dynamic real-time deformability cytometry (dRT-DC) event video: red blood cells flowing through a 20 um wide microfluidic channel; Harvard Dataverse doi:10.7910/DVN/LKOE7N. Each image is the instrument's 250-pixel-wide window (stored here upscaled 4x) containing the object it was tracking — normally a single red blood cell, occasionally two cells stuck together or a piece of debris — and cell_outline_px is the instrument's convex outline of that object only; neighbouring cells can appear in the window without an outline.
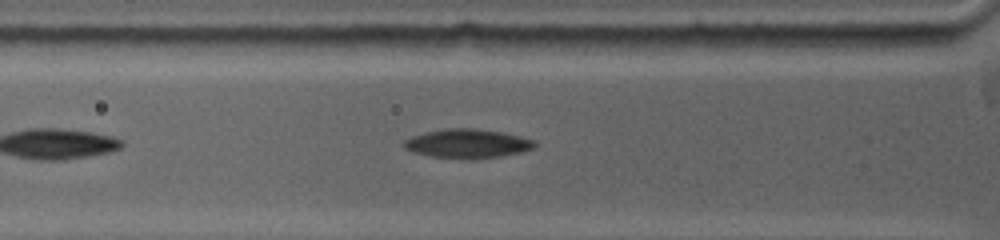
{"species": "common noctule bat (a hibernating species)", "species_latin": "Nyctalus noctula", "temperature_condition": "warm", "stored_images_in_passage": 19, "camera_frame_rate_fps": 5000, "um_per_image_px": 0.085, "animal": {"sex": "female", "body_mass_g": 19.0, "forearm_length_mm": 53.3}, "frame": {"image": 1, "passage_image": 4, "time_ms": 0.6, "image_size_px": [1000, 240], "cell_outline_px": [[536, 144], [532, 148], [520, 152], [500, 156], [468, 160], [432, 156], [416, 152], [404, 148], [404, 140], [412, 136], [424, 132], [444, 128], [476, 128], [500, 132], [520, 136], [536, 140]], "centroid_in_image_um": [39.73, 12.2], "position_along_channel_um": 86.1, "area_um2": 22.08}}
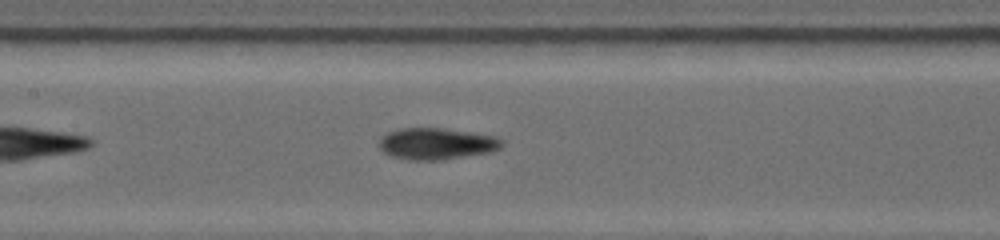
{"frame": {"image": 2, "passage_image": 13, "time_ms": 2.8, "image_size_px": [1000, 240], "cell_outline_px": [[504, 144], [500, 148], [492, 152], [444, 160], [408, 160], [392, 156], [384, 152], [380, 148], [380, 136], [388, 132], [400, 128], [444, 128], [496, 136], [504, 140]], "centroid_in_image_um": [37.14, 12.22], "position_along_channel_um": 170.3, "area_um2": 22.83}}
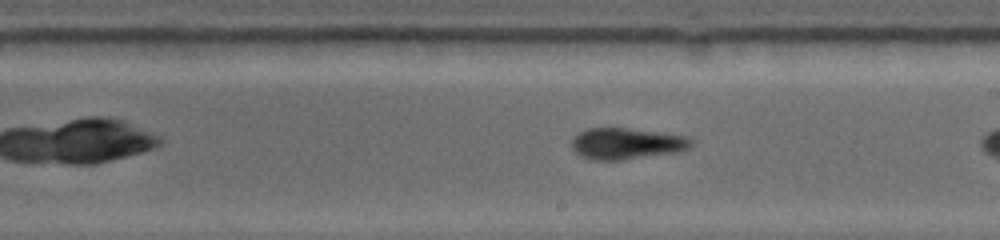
{"frame": {"image": 3, "passage_image": 17, "time_ms": 3.6, "image_size_px": [1000, 240], "cell_outline_px": [[696, 144], [680, 152], [620, 160], [592, 160], [580, 156], [572, 148], [572, 140], [580, 132], [588, 128], [628, 128], [688, 136]], "centroid_in_image_um": [53.3, 12.21], "position_along_channel_um": 235.7, "area_um2": 21.91}}